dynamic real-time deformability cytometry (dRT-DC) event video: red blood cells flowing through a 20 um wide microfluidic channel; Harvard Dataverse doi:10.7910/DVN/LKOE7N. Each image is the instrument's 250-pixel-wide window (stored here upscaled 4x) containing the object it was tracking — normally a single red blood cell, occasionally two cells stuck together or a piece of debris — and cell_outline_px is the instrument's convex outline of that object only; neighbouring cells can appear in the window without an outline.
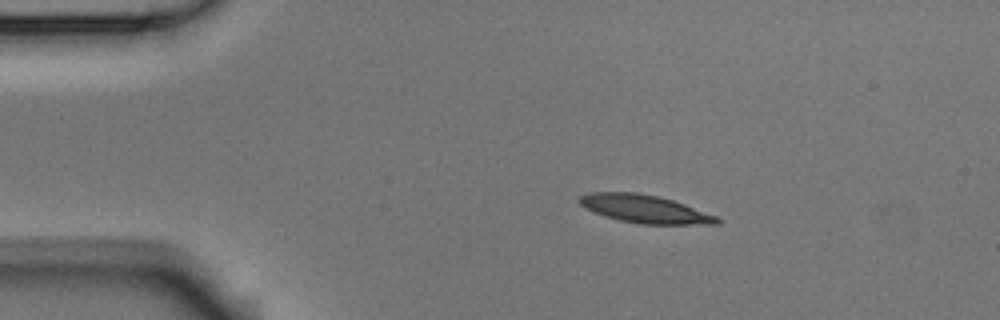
{"species": "Egyptian fruit bat (a non-hibernating species)", "species_latin": "Rousettus aegyptiacus", "temperature_condition": "room temperature", "stored_images_in_passage": 7, "camera_frame_rate_fps": 3000, "um_per_image_px": 0.085, "animal": {"sex": "male"}, "frame": {"image": 1, "passage_image": 1, "time_ms": 0.0, "image_size_px": [1000, 320], "cell_outline_px": [[724, 220], [720, 224], [640, 224], [620, 220], [604, 216], [584, 208], [576, 200], [580, 196], [588, 192], [636, 192], [656, 196], [672, 200], [684, 204], [716, 216]], "centroid_in_image_um": [54.78, 17.76], "position_along_channel_um": 30.2, "area_um2": 22.48}}
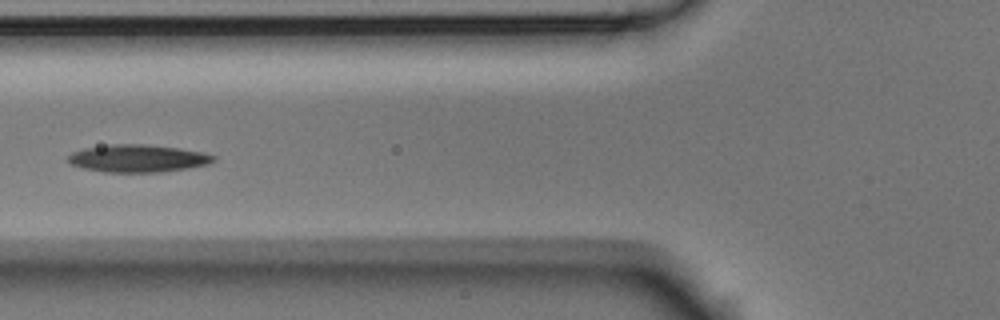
{"frame": {"image": 2, "passage_image": 4, "time_ms": 1.0, "image_size_px": [1000, 320], "cell_outline_px": [[216, 160], [208, 164], [188, 168], [160, 172], [104, 172], [84, 168], [72, 164], [64, 160], [72, 152], [84, 148], [112, 144], [144, 144], [180, 148], [204, 152], [216, 156]], "centroid_in_image_um": [11.72, 13.46], "position_along_channel_um": 114.1, "area_um2": 23.47}}
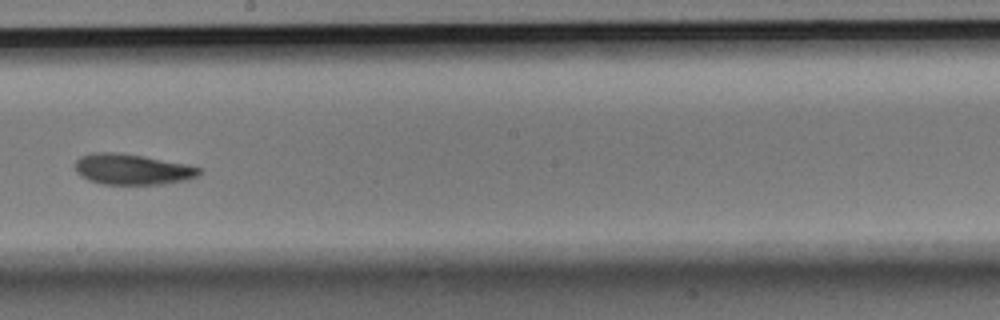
{"frame": {"image": 3, "passage_image": 7, "time_ms": 2.0, "image_size_px": [1000, 320], "cell_outline_px": [[204, 168], [196, 176], [188, 180], [164, 184], [100, 184], [88, 180], [80, 176], [76, 172], [76, 160], [80, 156], [96, 152], [112, 152], [140, 156], [188, 164]], "centroid_in_image_um": [11.25, 14.4], "position_along_channel_um": 237.0, "area_um2": 22.2}}